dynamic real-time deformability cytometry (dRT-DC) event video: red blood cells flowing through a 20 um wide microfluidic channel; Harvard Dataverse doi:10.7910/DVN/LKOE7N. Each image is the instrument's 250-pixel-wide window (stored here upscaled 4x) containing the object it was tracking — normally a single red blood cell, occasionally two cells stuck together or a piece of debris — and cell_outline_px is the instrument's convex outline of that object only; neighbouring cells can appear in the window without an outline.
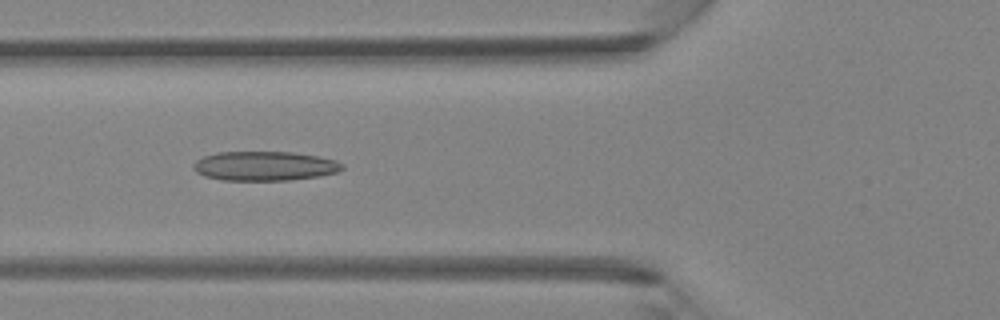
{"species": "Egyptian fruit bat (a non-hibernating species)", "species_latin": "Rousettus aegyptiacus", "temperature_condition": "room temperature", "stored_images_in_passage": 44, "camera_frame_rate_fps": 3000, "um_per_image_px": 0.085, "animal": {"sex": "female"}, "frame": {"image": 1, "passage_image": 17, "time_ms": 5.333, "image_size_px": [1000, 320], "cell_outline_px": [[344, 168], [336, 172], [320, 176], [288, 180], [224, 180], [204, 176], [196, 172], [192, 168], [192, 164], [196, 160], [204, 156], [216, 152], [292, 152], [316, 156], [336, 160], [344, 164]], "centroid_in_image_um": [22.47, 14.11], "position_along_channel_um": 103.3, "area_um2": 25.49}}
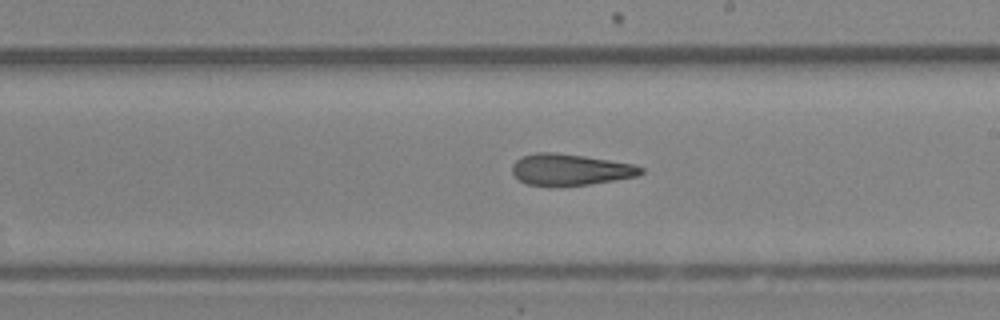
{"frame": {"image": 2, "passage_image": 26, "time_ms": 8.333, "image_size_px": [1000, 320], "cell_outline_px": [[644, 172], [636, 176], [588, 184], [528, 184], [520, 180], [512, 172], [512, 164], [520, 156], [536, 152], [556, 152], [584, 156], [632, 164], [644, 168]], "centroid_in_image_um": [48.45, 14.38], "position_along_channel_um": 240.6, "area_um2": 22.89}}
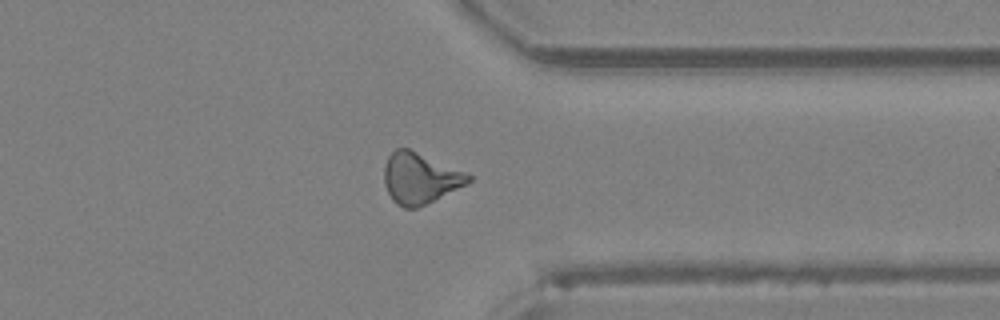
{"frame": {"image": 3, "passage_image": 35, "time_ms": 11.333, "image_size_px": [1000, 320], "cell_outline_px": [[472, 180], [468, 184], [416, 208], [404, 208], [396, 204], [392, 200], [384, 184], [384, 164], [388, 156], [396, 148], [408, 148], [468, 172], [472, 176]], "centroid_in_image_um": [35.71, 15.14], "position_along_channel_um": 375.7, "area_um2": 25.14}}